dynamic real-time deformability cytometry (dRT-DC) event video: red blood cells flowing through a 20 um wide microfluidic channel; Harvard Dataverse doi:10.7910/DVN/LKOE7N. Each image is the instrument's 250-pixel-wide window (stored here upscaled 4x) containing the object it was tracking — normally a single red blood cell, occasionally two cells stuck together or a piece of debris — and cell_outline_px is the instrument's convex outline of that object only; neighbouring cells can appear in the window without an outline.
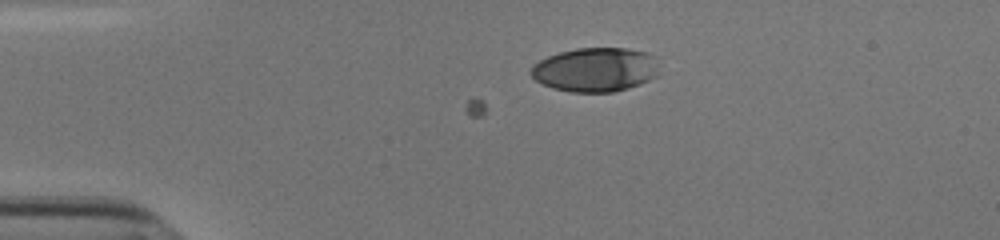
{"species": "human", "species_latin": "Homo sapiens", "temperature_condition": "cold", "stored_images_in_passage": 4, "camera_frame_rate_fps": 3000, "um_per_image_px": 0.085, "donor": {"sex": "male"}, "frame": {"image": 1, "passage_image": 4, "time_ms": 1.0, "image_size_px": [1000, 240], "cell_outline_px": [[660, 64], [656, 76], [640, 84], [628, 88], [612, 92], [568, 92], [552, 88], [536, 80], [528, 72], [540, 60], [548, 56], [560, 52], [576, 48], [628, 48], [648, 52], [656, 56]], "centroid_in_image_um": [50.65, 5.91], "position_along_channel_um": 34.3, "area_um2": 33.23}}